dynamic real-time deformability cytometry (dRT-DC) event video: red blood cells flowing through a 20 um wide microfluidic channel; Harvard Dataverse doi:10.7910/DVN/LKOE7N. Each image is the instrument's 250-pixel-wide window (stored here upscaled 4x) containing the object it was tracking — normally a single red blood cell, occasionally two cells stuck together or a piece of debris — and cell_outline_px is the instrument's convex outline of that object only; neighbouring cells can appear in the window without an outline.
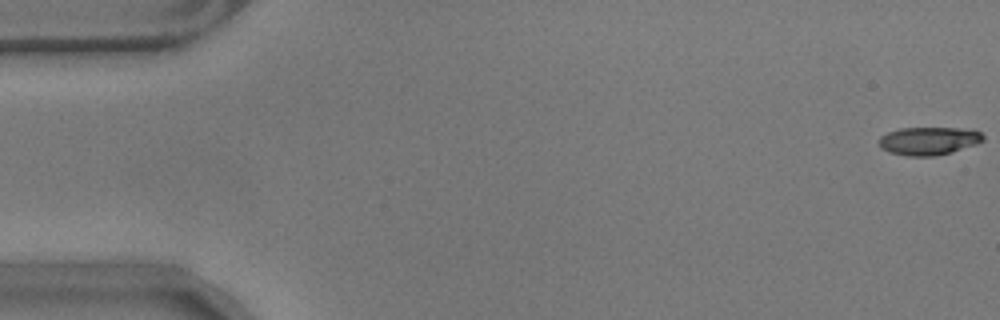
{"species": "common noctule bat (a hibernating species)", "species_latin": "Nyctalus noctula", "temperature_condition": "warm", "stored_images_in_passage": 8, "camera_frame_rate_fps": 3000, "um_per_image_px": 0.085, "animal": {"sex": "male", "body_mass_g": 17.9}, "frame": {"image": 1, "passage_image": 1, "time_ms": 0.0, "image_size_px": [1000, 320], "cell_outline_px": [[984, 140], [976, 144], [952, 152], [936, 156], [908, 156], [888, 152], [880, 148], [880, 136], [888, 132], [900, 128], [956, 128], [980, 132], [984, 136]], "centroid_in_image_um": [78.91, 11.98], "position_along_channel_um": 6.1, "area_um2": 16.94}}